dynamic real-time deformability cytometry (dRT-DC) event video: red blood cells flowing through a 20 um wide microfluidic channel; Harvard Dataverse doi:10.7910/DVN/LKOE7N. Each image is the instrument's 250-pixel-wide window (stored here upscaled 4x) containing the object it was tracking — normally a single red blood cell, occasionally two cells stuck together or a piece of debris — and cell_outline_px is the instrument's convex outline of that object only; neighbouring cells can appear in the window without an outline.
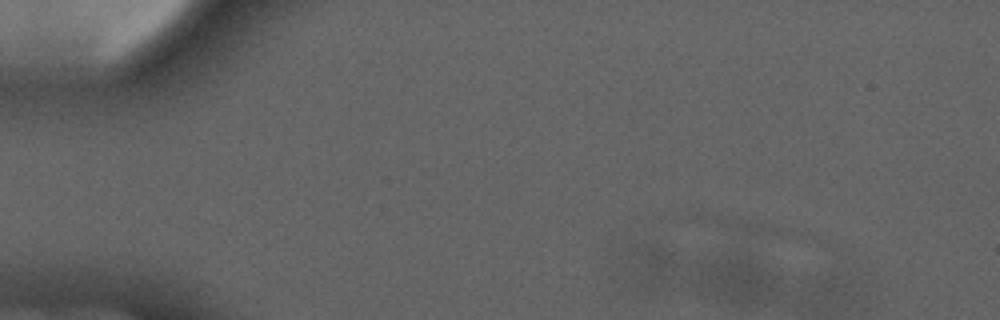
{"species": "common noctule bat (a hibernating species)", "species_latin": "Nyctalus noctula", "temperature_condition": "cold", "stored_images_in_passage": 3, "camera_frame_rate_fps": 3000, "um_per_image_px": 0.085, "animal": {"sex": "male", "forearm_length_mm": 52.5}, "frame": {"image": 1, "passage_image": 1, "time_ms": 0.0, "image_size_px": [1000, 320], "cell_outline_px": [[680, 264], [672, 288], [644, 300], [636, 288], [624, 264], [624, 248], [636, 244], [652, 244], [668, 252]], "centroid_in_image_um": [55.3, 22.86], "position_along_channel_um": 29.7, "area_um2": 15.78}}